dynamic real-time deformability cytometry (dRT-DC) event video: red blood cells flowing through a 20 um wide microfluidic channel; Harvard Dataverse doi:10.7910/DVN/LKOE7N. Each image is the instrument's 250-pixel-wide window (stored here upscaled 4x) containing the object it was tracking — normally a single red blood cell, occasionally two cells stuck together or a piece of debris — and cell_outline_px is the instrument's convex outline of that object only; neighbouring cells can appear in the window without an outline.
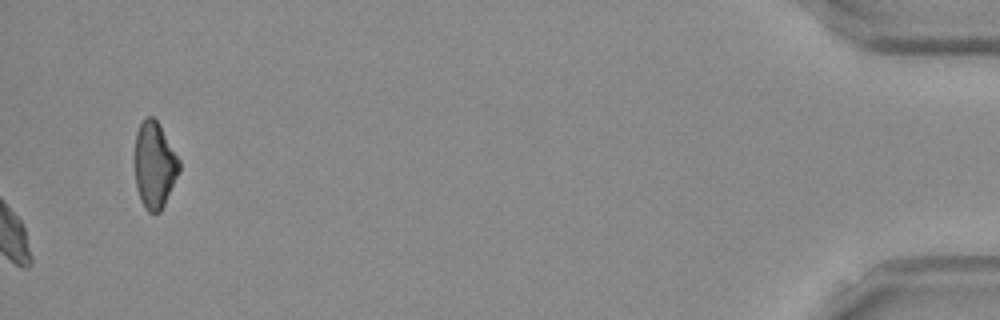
{"species": "Egyptian fruit bat (a non-hibernating species)", "species_latin": "Rousettus aegyptiacus", "temperature_condition": "room temperature", "stored_images_in_passage": 53, "camera_frame_rate_fps": 3000, "um_per_image_px": 0.085, "frame": {"image": 1, "passage_image": 53, "time_ms": 17.333, "image_size_px": [1000, 320], "cell_outline_px": [[180, 172], [160, 212], [148, 212], [144, 208], [140, 200], [136, 188], [132, 160], [132, 156], [136, 132], [144, 116], [152, 116], [156, 120], [180, 160]], "centroid_in_image_um": [13.08, 14.03], "position_along_channel_um": 422.1, "area_um2": 23.0}, "authors_computed_cell_mechanics": {"area_um2": 23.0622, "velocity_mm_per_s": 3.8023, "shape_relaxation_time_tau1_ms": 6.1335, "shape_relaxation_time_tau2_ms": 2.6083, "deformation_change_tau1": 0.1331, "deformation_change_tau2": 0.0819}}